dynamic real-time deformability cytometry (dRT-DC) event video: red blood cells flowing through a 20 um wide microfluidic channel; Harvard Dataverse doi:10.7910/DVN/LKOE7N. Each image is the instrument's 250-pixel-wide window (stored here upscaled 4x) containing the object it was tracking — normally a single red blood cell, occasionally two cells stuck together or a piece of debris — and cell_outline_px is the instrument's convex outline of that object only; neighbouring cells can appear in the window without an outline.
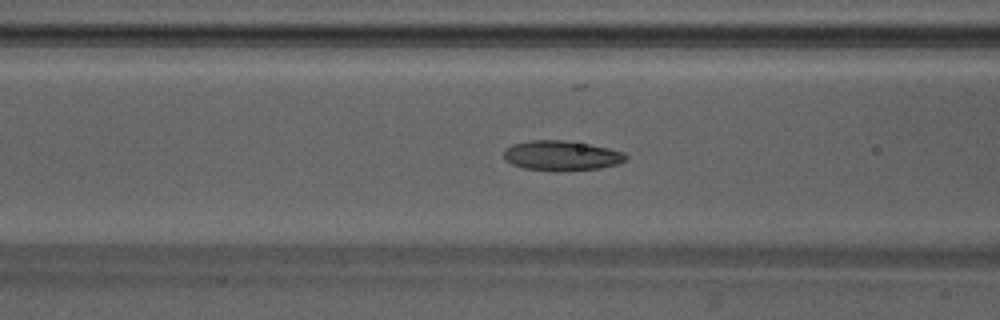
{"species": "Egyptian fruit bat (a non-hibernating species)", "species_latin": "Rousettus aegyptiacus", "temperature_condition": "warm", "stored_images_in_passage": 49, "camera_frame_rate_fps": 3000, "um_per_image_px": 0.085, "animal": {"sex": "male"}, "frame": {"image": 1, "passage_image": 20, "time_ms": 6.333, "image_size_px": [1000, 320], "cell_outline_px": [[628, 160], [616, 164], [600, 168], [560, 172], [552, 172], [524, 168], [512, 164], [504, 160], [504, 152], [512, 144], [532, 140], [564, 140], [588, 144], [608, 148], [624, 152], [628, 156]], "centroid_in_image_um": [47.74, 13.25], "position_along_channel_um": 118.9, "area_um2": 21.5}}
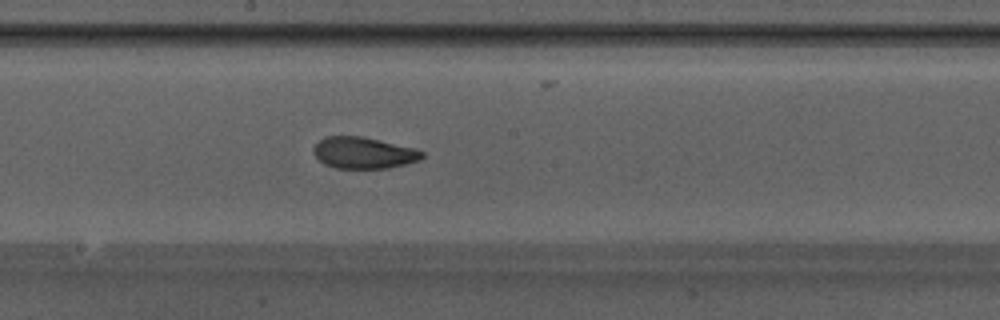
{"frame": {"image": 2, "passage_image": 27, "time_ms": 8.667, "image_size_px": [1000, 320], "cell_outline_px": [[424, 156], [420, 160], [388, 168], [336, 168], [324, 164], [312, 152], [312, 148], [324, 136], [364, 136], [416, 148], [424, 152]], "centroid_in_image_um": [30.91, 12.98], "position_along_channel_um": 217.3, "area_um2": 20.06}}
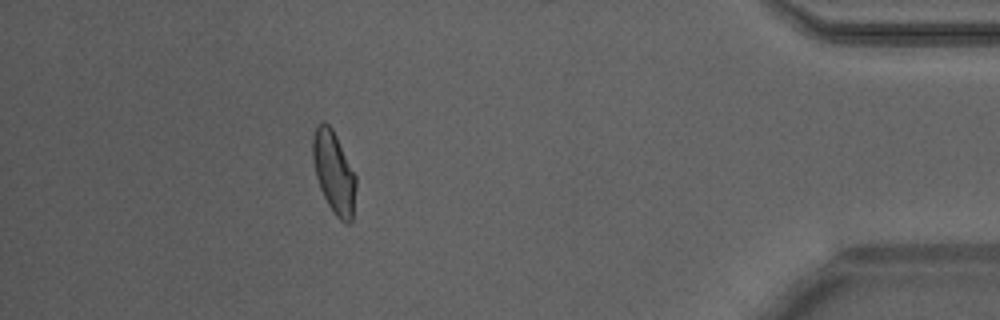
{"frame": {"image": 3, "passage_image": 44, "time_ms": 14.333, "image_size_px": [1000, 320], "cell_outline_px": [[356, 188], [352, 220], [348, 224], [344, 224], [336, 216], [328, 204], [320, 188], [316, 176], [312, 160], [312, 140], [316, 124], [324, 120], [332, 128], [356, 176]], "centroid_in_image_um": [28.37, 14.64], "position_along_channel_um": 406.8, "area_um2": 20.69}, "authors_computed_cell_mechanics": {"area_um2": 20.6346, "velocity_mm_per_s": 4.225, "shape_relaxation_time_tau1_ms": 6.7216, "shape_relaxation_time_tau2_ms": 1.0081, "deformation_change_tau1": 0.1905, "deformation_change_tau2": 0.063}}